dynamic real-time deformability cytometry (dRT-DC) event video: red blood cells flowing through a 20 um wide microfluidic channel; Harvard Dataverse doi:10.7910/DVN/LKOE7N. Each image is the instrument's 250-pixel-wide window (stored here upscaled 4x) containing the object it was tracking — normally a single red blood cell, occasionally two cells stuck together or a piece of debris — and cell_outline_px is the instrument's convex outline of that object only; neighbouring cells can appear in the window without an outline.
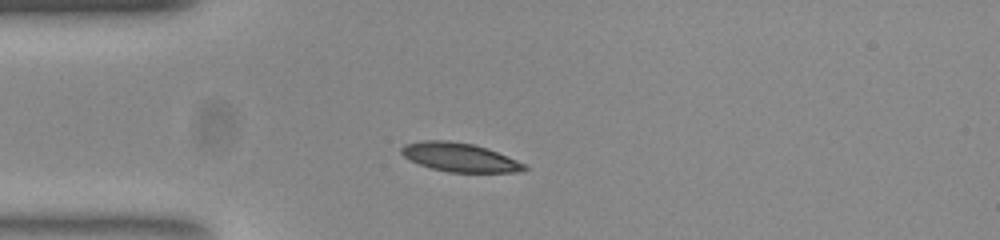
{"species": "common noctule bat (a hibernating species)", "species_latin": "Nyctalus noctula", "temperature_condition": "room temperature", "stored_images_in_passage": 40, "camera_frame_rate_fps": 3000, "um_per_image_px": 0.085, "animal": {"sex": "female", "body_mass_g": 23.0, "forearm_length_mm": 53.4}, "frame": {"image": 1, "passage_image": 1, "time_ms": 0.0, "image_size_px": [1000, 240], "cell_outline_px": [[528, 168], [516, 172], [448, 172], [432, 168], [420, 164], [404, 156], [400, 152], [400, 148], [404, 144], [424, 140], [448, 140], [472, 144], [488, 148], [516, 160], [524, 164]], "centroid_in_image_um": [39.04, 13.36], "position_along_channel_um": 46.0, "area_um2": 20.4}}
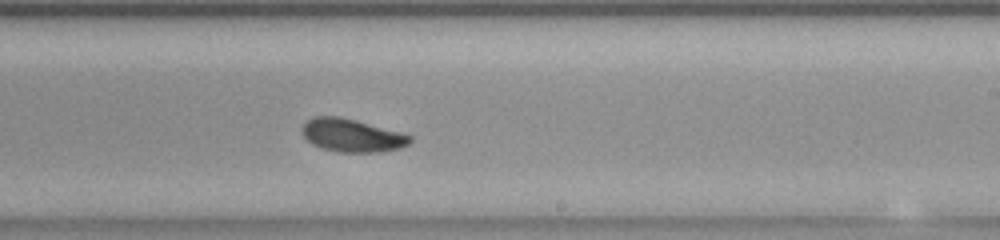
{"frame": {"image": 2, "passage_image": 19, "time_ms": 6.0, "image_size_px": [1000, 240], "cell_outline_px": [[412, 140], [408, 144], [400, 148], [380, 152], [336, 152], [320, 148], [312, 144], [304, 136], [300, 128], [312, 116], [340, 116], [356, 120], [400, 132], [412, 136]], "centroid_in_image_um": [29.89, 11.51], "position_along_channel_um": 259.1, "area_um2": 20.87}}
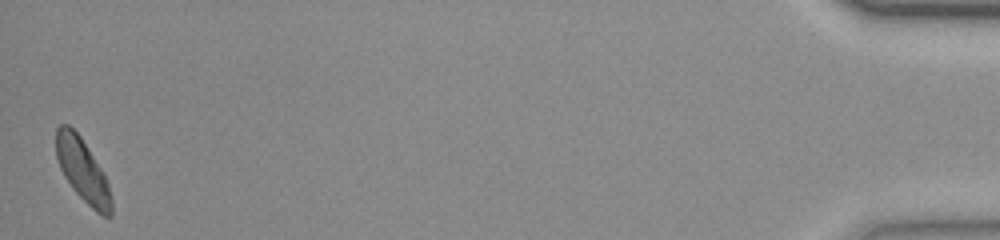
{"frame": {"image": 3, "passage_image": 40, "time_ms": 13.0, "image_size_px": [1000, 240], "cell_outline_px": [[112, 216], [104, 216], [96, 212], [72, 188], [64, 176], [60, 168], [56, 156], [56, 128], [60, 124], [68, 124], [80, 136], [104, 172], [108, 184], [112, 200]], "centroid_in_image_um": [7.03, 14.48], "position_along_channel_um": 428.2, "area_um2": 20.23}, "authors_computed_cell_mechanics": {"area_um2": 20.4901, "velocity_mm_per_s": 3.8108, "shape_relaxation_time_tau1_ms": 4.4597, "shape_relaxation_time_tau2_ms": null, "deformation_change_tau1": 0.1538, "deformation_change_tau2": null}}